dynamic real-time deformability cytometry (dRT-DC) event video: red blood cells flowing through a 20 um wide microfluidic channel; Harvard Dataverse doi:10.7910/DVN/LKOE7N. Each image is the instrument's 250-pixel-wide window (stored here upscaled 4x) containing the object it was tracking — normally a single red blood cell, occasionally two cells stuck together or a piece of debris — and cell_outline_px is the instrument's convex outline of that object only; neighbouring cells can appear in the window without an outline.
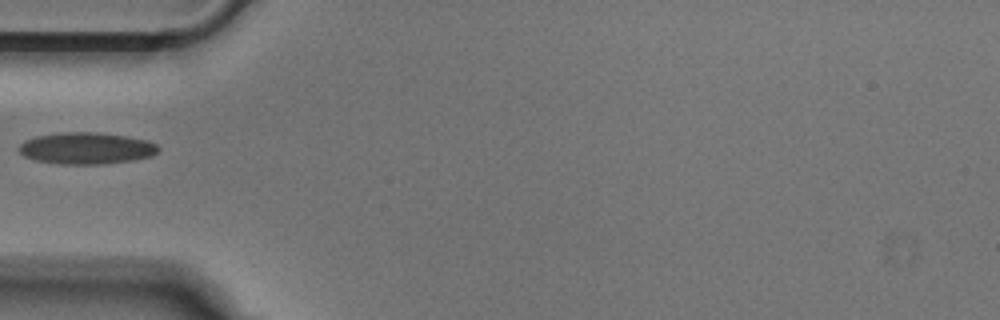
{"species": "Egyptian fruit bat (a non-hibernating species)", "species_latin": "Rousettus aegyptiacus", "temperature_condition": "cold", "stored_images_in_passage": 13, "camera_frame_rate_fps": 3000, "um_per_image_px": 0.085, "animal": {"sex": "male"}, "frame": {"image": 1, "passage_image": 1, "time_ms": 0.0, "image_size_px": [1000, 320], "cell_outline_px": [[160, 148], [152, 156], [132, 160], [100, 164], [60, 164], [36, 160], [24, 156], [16, 148], [24, 140], [36, 136], [64, 132], [96, 132], [124, 136], [148, 140], [156, 144]], "centroid_in_image_um": [7.32, 12.6], "position_along_channel_um": 77.7, "area_um2": 25.66}}
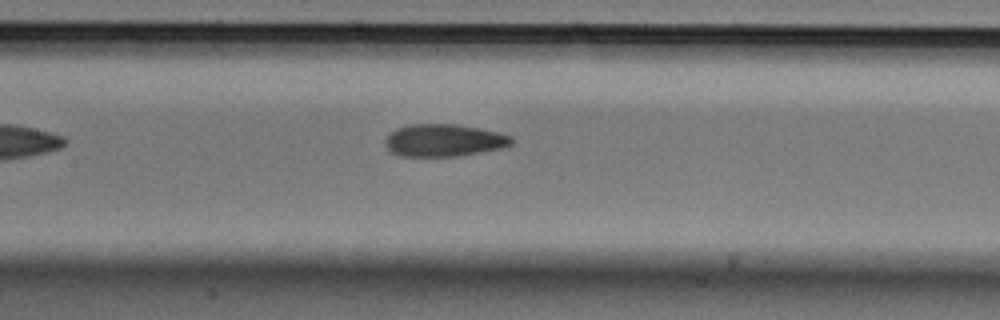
{"frame": {"image": 2, "passage_image": 8, "time_ms": 2.333, "image_size_px": [1000, 320], "cell_outline_px": [[512, 144], [500, 148], [456, 156], [396, 156], [384, 144], [384, 140], [388, 132], [396, 128], [412, 124], [456, 124], [480, 128], [500, 132], [512, 136]], "centroid_in_image_um": [37.68, 11.92], "position_along_channel_um": 169.7, "area_um2": 23.93}}
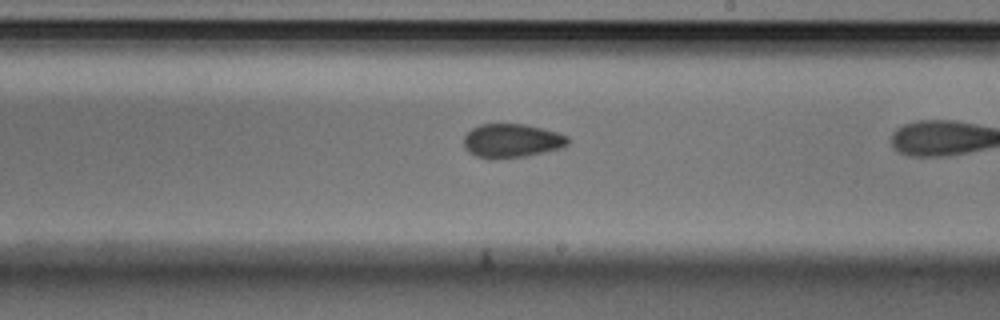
{"frame": {"image": 3, "passage_image": 11, "time_ms": 3.333, "image_size_px": [1000, 320], "cell_outline_px": [[568, 144], [564, 148], [524, 156], [492, 160], [488, 160], [476, 156], [468, 152], [464, 148], [464, 136], [472, 128], [480, 124], [524, 124], [544, 128], [568, 136]], "centroid_in_image_um": [43.48, 11.97], "position_along_channel_um": 245.5, "area_um2": 20.81}}